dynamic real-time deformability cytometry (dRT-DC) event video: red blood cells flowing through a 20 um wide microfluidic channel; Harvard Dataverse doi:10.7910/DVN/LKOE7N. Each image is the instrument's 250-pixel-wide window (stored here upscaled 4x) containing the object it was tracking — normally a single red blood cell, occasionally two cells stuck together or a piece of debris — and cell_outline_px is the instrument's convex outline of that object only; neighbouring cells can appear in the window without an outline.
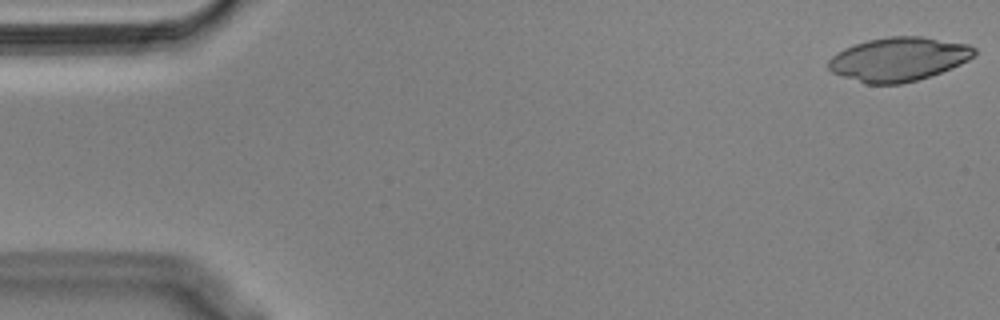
{"species": "Egyptian fruit bat (a non-hibernating species)", "species_latin": "Rousettus aegyptiacus", "temperature_condition": "cold", "stored_images_in_passage": 54, "camera_frame_rate_fps": 3000, "um_per_image_px": 0.085, "animal": {"sex": "male"}, "frame": {"image": 1, "passage_image": 1, "time_ms": 0.0, "image_size_px": [1000, 320], "cell_outline_px": [[976, 52], [968, 60], [952, 68], [916, 80], [900, 84], [864, 84], [832, 72], [828, 68], [828, 60], [832, 56], [844, 48], [868, 40], [888, 36], [920, 36], [968, 44], [976, 48]], "centroid_in_image_um": [76.37, 5.03], "position_along_channel_um": 8.6, "area_um2": 37.11}}